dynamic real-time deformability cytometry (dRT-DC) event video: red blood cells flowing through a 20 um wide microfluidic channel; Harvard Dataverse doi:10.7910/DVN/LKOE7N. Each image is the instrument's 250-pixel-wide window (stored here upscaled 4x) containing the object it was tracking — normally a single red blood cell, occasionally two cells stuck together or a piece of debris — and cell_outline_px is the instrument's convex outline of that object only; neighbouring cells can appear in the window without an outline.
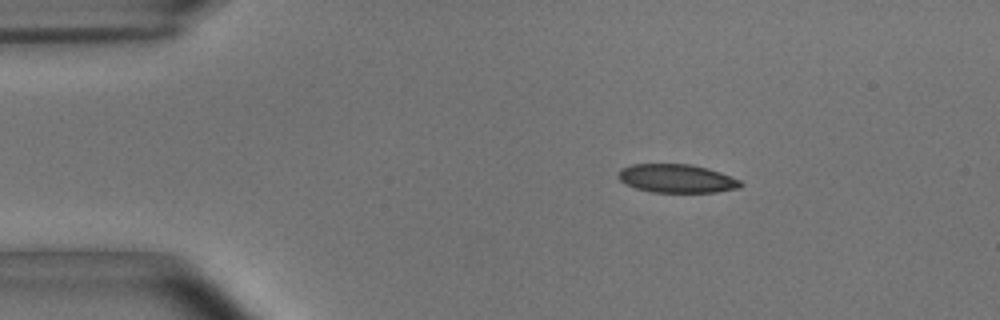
{"species": "common noctule bat (a hibernating species)", "species_latin": "Nyctalus noctula", "temperature_condition": "room temperature", "stored_images_in_passage": 46, "camera_frame_rate_fps": 3000, "um_per_image_px": 0.085, "animal": {"sex": "male", "body_mass_g": 15.6}, "frame": {"image": 1, "passage_image": 1, "time_ms": 0.0, "image_size_px": [1000, 320], "cell_outline_px": [[744, 184], [740, 188], [716, 192], [652, 192], [636, 188], [624, 184], [616, 176], [620, 168], [632, 164], [692, 164], [708, 168], [720, 172], [740, 180]], "centroid_in_image_um": [57.5, 15.17], "position_along_channel_um": 27.5, "area_um2": 20.52}}
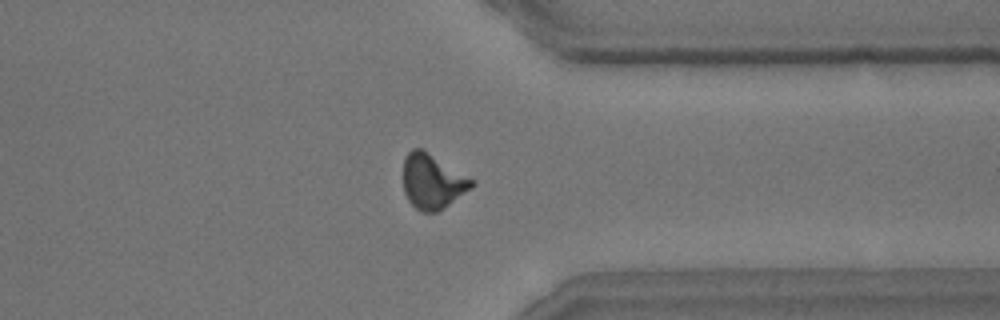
{"frame": {"image": 2, "passage_image": 34, "time_ms": 11.0, "image_size_px": [1000, 320], "cell_outline_px": [[476, 184], [472, 188], [444, 208], [436, 212], [420, 212], [408, 200], [404, 192], [404, 160], [408, 152], [412, 148], [420, 148], [476, 180]], "centroid_in_image_um": [36.78, 15.44], "position_along_channel_um": 374.6, "area_um2": 21.85}}
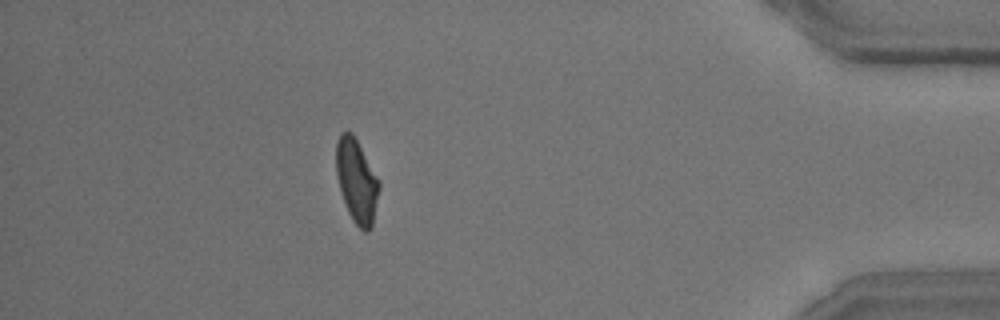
{"frame": {"image": 3, "passage_image": 40, "time_ms": 13.0, "image_size_px": [1000, 320], "cell_outline_px": [[380, 188], [372, 224], [368, 232], [364, 232], [352, 220], [348, 212], [336, 176], [336, 140], [340, 132], [352, 132], [380, 180]], "centroid_in_image_um": [30.31, 15.36], "position_along_channel_um": 404.9, "area_um2": 20.92}, "authors_computed_cell_mechanics": {"area_um2": 21.2704, "velocity_mm_per_s": 3.696, "shape_relaxation_time_tau1_ms": 3.6708, "shape_relaxation_time_tau2_ms": 1.6252, "deformation_change_tau1": 0.1307, "deformation_change_tau2": 0.0693}}